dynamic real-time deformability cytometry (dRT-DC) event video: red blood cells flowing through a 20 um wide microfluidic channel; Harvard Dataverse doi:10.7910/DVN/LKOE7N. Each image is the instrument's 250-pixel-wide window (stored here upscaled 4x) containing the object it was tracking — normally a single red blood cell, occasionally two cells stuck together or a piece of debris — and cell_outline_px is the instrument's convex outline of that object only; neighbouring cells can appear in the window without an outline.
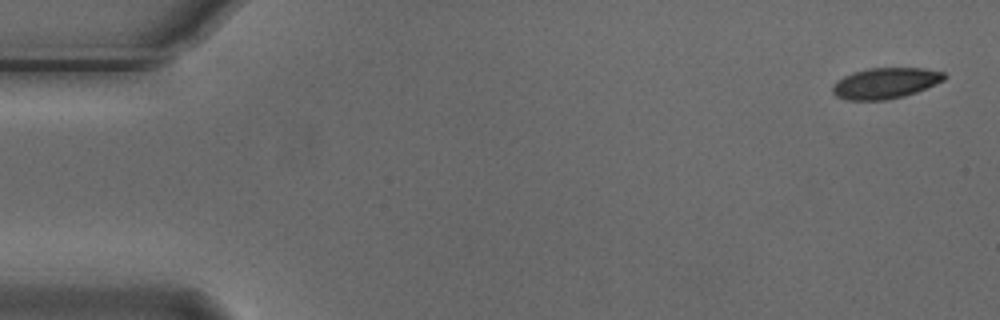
{"species": "Egyptian fruit bat (a non-hibernating species)", "species_latin": "Rousettus aegyptiacus", "temperature_condition": "cold", "stored_images_in_passage": 5, "camera_frame_rate_fps": 3000, "um_per_image_px": 0.085, "animal": {"sex": "male"}, "frame": {"image": 1, "passage_image": 1, "time_ms": 0.0, "image_size_px": [1000, 320], "cell_outline_px": [[948, 76], [944, 80], [916, 92], [904, 96], [884, 100], [848, 100], [836, 96], [832, 92], [832, 84], [836, 80], [852, 72], [868, 68], [924, 68], [944, 72]], "centroid_in_image_um": [75.24, 7.06], "position_along_channel_um": 9.8, "area_um2": 20.17}}
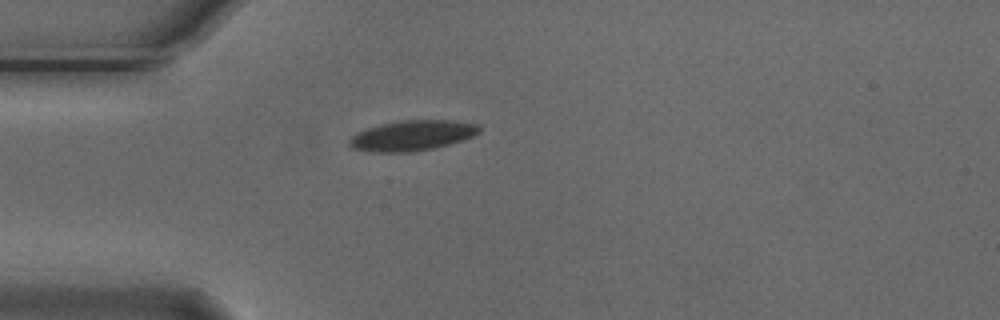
{"frame": {"image": 2, "passage_image": 4, "time_ms": 1.0, "image_size_px": [1000, 320], "cell_outline_px": [[480, 132], [472, 136], [448, 144], [432, 148], [412, 152], [372, 152], [352, 148], [348, 144], [348, 140], [356, 132], [380, 124], [400, 120], [452, 120], [476, 124], [480, 128]], "centroid_in_image_um": [34.98, 11.51], "position_along_channel_um": 50.0, "area_um2": 22.83}}